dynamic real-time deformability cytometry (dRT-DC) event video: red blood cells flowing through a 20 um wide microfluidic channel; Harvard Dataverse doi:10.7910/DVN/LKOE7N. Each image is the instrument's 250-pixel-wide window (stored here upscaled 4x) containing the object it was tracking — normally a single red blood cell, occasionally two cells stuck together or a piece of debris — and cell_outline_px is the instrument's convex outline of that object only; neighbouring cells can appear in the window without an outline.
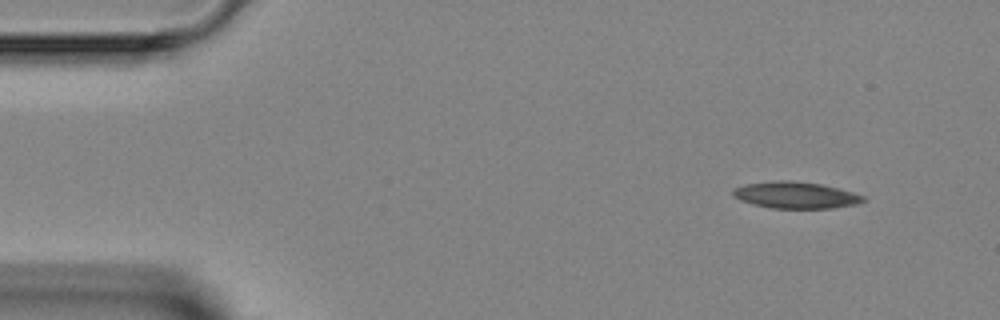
{"species": "Egyptian fruit bat (a non-hibernating species)", "species_latin": "Rousettus aegyptiacus", "temperature_condition": "room temperature", "stored_images_in_passage": 5, "camera_frame_rate_fps": 3000, "um_per_image_px": 0.085, "animal": {"sex": "female"}, "frame": {"image": 1, "passage_image": 1, "time_ms": 0.0, "image_size_px": [1000, 320], "cell_outline_px": [[868, 200], [856, 204], [832, 208], [772, 208], [752, 204], [740, 200], [732, 196], [732, 188], [744, 184], [780, 180], [788, 180], [820, 184], [852, 192], [864, 196]], "centroid_in_image_um": [67.59, 16.58], "position_along_channel_um": 17.4, "area_um2": 20.17}}
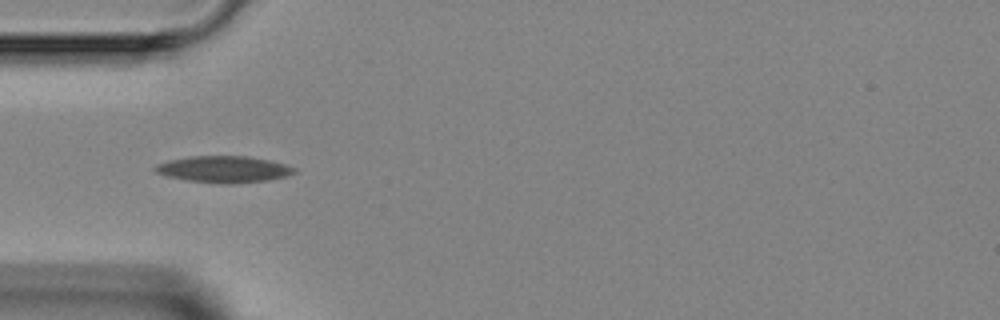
{"frame": {"image": 2, "passage_image": 4, "time_ms": 3.333, "image_size_px": [1000, 320], "cell_outline_px": [[296, 172], [284, 176], [268, 180], [236, 184], [220, 184], [188, 180], [168, 176], [156, 172], [152, 168], [156, 164], [168, 160], [192, 156], [248, 156], [268, 160], [284, 164], [296, 168]], "centroid_in_image_um": [19.0, 14.39], "position_along_channel_um": 66.0, "area_um2": 21.5}}
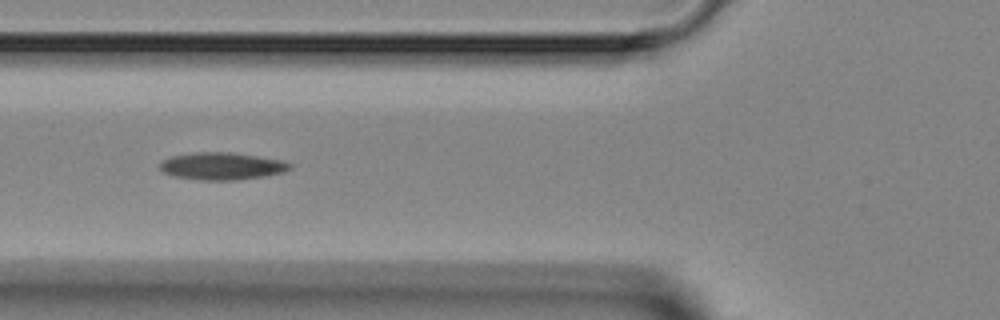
{"frame": {"image": 3, "passage_image": 5, "time_ms": 4.333, "image_size_px": [1000, 320], "cell_outline_px": [[292, 168], [284, 172], [264, 176], [236, 180], [200, 180], [176, 176], [164, 172], [160, 168], [160, 164], [164, 160], [172, 156], [192, 152], [228, 152], [284, 160], [292, 164]], "centroid_in_image_um": [18.9, 14.11], "position_along_channel_um": 106.9, "area_um2": 20.58}}